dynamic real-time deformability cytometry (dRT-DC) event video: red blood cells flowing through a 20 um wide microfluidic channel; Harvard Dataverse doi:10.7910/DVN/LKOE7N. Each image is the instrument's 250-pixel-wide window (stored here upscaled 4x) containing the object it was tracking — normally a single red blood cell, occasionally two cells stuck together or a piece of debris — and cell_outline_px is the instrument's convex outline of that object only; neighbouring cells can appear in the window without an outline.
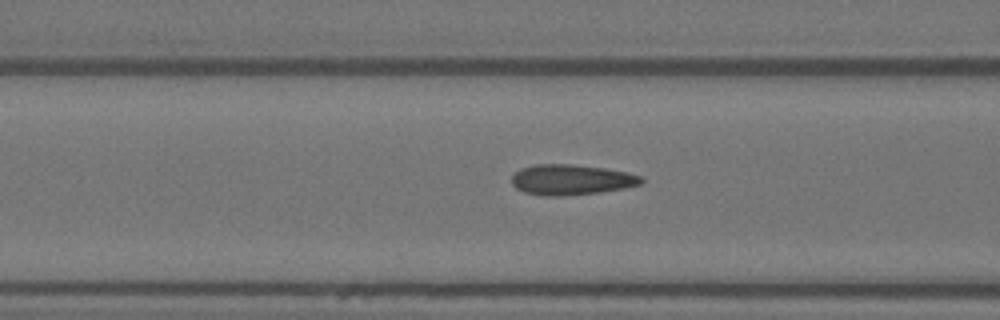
{"species": "Egyptian fruit bat (a non-hibernating species)", "species_latin": "Rousettus aegyptiacus", "temperature_condition": "warm", "stored_images_in_passage": 41, "camera_frame_rate_fps": 3000, "um_per_image_px": 0.085, "animal": {"sex": "female"}, "frame": {"image": 1, "passage_image": 20, "time_ms": 6.333, "image_size_px": [1000, 320], "cell_outline_px": [[644, 180], [640, 184], [624, 188], [600, 192], [564, 196], [544, 196], [524, 192], [516, 188], [512, 184], [512, 176], [520, 168], [536, 164], [572, 164], [604, 168], [628, 172], [644, 176]], "centroid_in_image_um": [48.57, 15.27], "position_along_channel_um": 118.0, "area_um2": 23.12}}
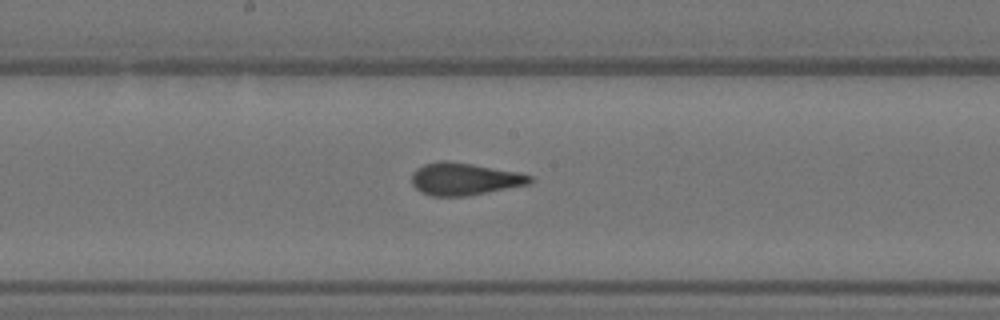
{"frame": {"image": 2, "passage_image": 27, "time_ms": 8.667, "image_size_px": [1000, 320], "cell_outline_px": [[532, 184], [468, 196], [432, 196], [420, 192], [412, 184], [412, 172], [416, 168], [424, 164], [444, 160], [472, 164], [520, 172], [532, 176]], "centroid_in_image_um": [39.49, 15.22], "position_along_channel_um": 208.7, "area_um2": 22.48}}
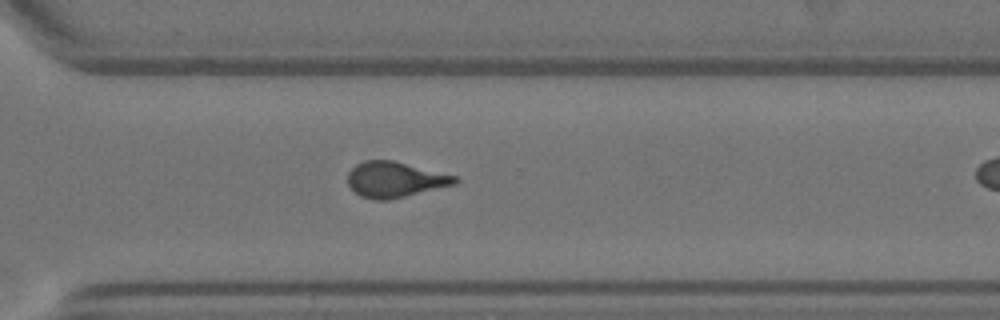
{"frame": {"image": 3, "passage_image": 37, "time_ms": 12.0, "image_size_px": [1000, 320], "cell_outline_px": [[460, 180], [456, 184], [388, 200], [372, 200], [360, 196], [348, 184], [348, 172], [356, 164], [364, 160], [392, 160], [456, 176]], "centroid_in_image_um": [33.55, 15.26], "position_along_channel_um": 337.0, "area_um2": 22.08}}